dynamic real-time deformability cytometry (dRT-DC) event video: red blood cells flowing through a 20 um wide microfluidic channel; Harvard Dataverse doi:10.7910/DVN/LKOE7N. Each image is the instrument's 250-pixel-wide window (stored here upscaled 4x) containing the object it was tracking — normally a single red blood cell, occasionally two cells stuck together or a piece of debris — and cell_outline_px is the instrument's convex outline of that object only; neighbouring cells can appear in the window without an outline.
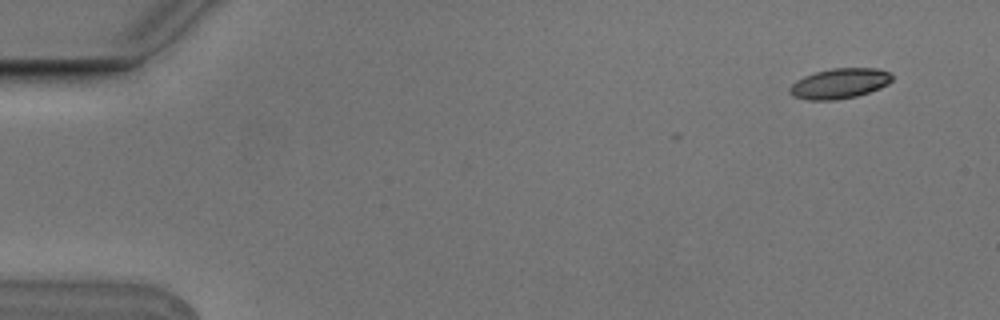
{"species": "Egyptian fruit bat (a non-hibernating species)", "species_latin": "Rousettus aegyptiacus", "temperature_condition": "cold", "stored_images_in_passage": 6, "camera_frame_rate_fps": 3000, "um_per_image_px": 0.085, "animal": {"sex": "male"}, "frame": {"image": 1, "passage_image": 1, "time_ms": 0.0, "image_size_px": [1000, 320], "cell_outline_px": [[892, 80], [888, 84], [880, 88], [856, 96], [836, 100], [808, 100], [792, 96], [788, 92], [788, 88], [796, 80], [804, 76], [816, 72], [832, 68], [876, 68], [888, 72], [892, 76]], "centroid_in_image_um": [71.33, 7.1], "position_along_channel_um": 13.7, "area_um2": 18.03}}
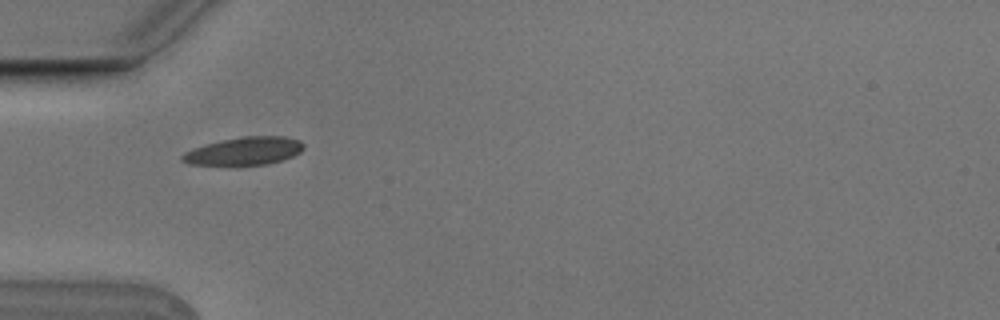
{"frame": {"image": 2, "passage_image": 5, "time_ms": 1.333, "image_size_px": [1000, 320], "cell_outline_px": [[304, 148], [300, 152], [292, 156], [280, 160], [264, 164], [188, 164], [180, 160], [180, 156], [184, 152], [192, 148], [220, 140], [244, 136], [284, 136], [300, 140], [304, 144]], "centroid_in_image_um": [20.74, 12.82], "position_along_channel_um": 64.3, "area_um2": 19.54}}